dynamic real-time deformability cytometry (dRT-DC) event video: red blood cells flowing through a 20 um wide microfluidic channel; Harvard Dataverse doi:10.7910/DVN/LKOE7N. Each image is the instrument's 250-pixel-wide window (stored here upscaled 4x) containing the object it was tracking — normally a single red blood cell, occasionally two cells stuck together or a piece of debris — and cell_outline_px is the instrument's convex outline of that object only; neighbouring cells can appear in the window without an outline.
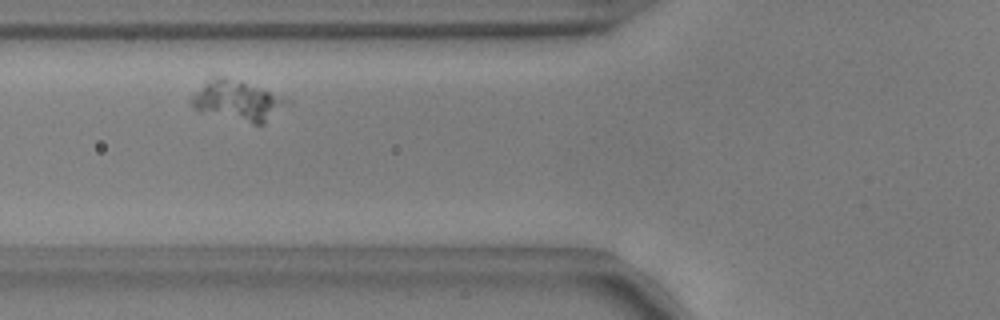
{"species": "common noctule bat (a hibernating species)", "species_latin": "Nyctalus noctula", "temperature_condition": "warm", "stored_images_in_passage": 42, "camera_frame_rate_fps": 3000, "um_per_image_px": 0.085, "animal": {"sex": "male", "body_mass_g": 17.9, "forearm_length_mm": 54.2}, "frame": {"image": 1, "passage_image": 6, "time_ms": 1.667, "image_size_px": [1000, 320], "cell_outline_px": [[292, 104], [264, 124], [256, 124], [196, 108], [188, 104], [188, 100], [212, 76], [224, 76], [240, 80], [292, 100]], "centroid_in_image_um": [20.29, 8.52], "position_along_channel_um": 105.5, "area_um2": 21.96}}
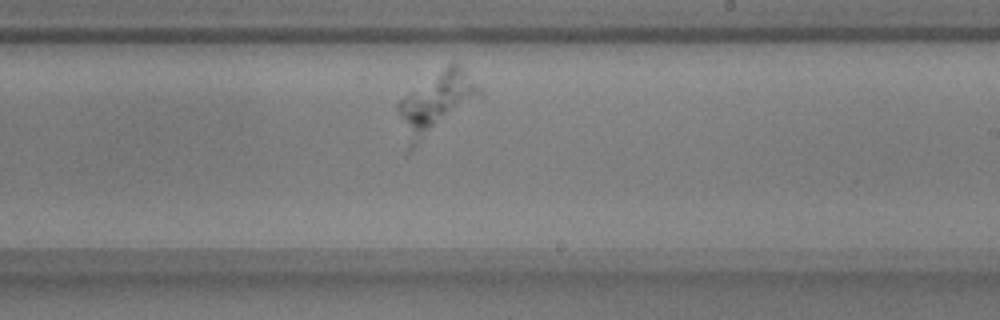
{"frame": {"image": 2, "passage_image": 19, "time_ms": 6.0, "image_size_px": [1000, 320], "cell_outline_px": [[484, 96], [408, 152], [396, 108], [396, 104], [400, 100], [452, 60], [460, 64], [464, 68], [480, 88]], "centroid_in_image_um": [37.1, 8.75], "position_along_channel_um": 251.9, "area_um2": 29.19}}
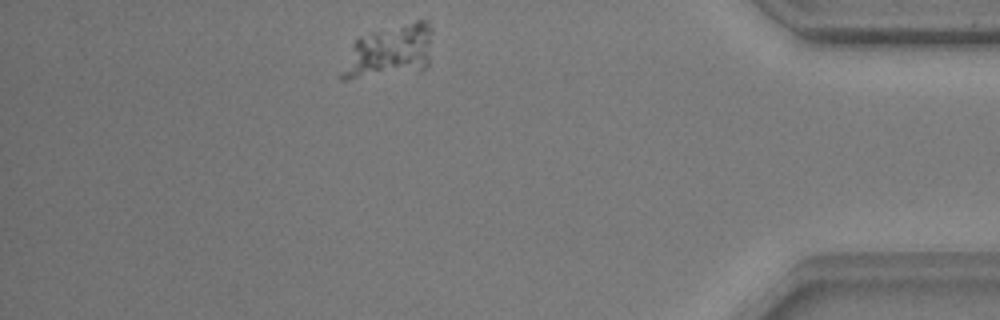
{"frame": {"image": 3, "passage_image": 35, "time_ms": 11.333, "image_size_px": [1000, 320], "cell_outline_px": [[432, 28], [428, 64], [424, 68], [348, 80], [340, 80], [336, 76], [356, 36], [416, 20], [428, 20]], "centroid_in_image_um": [33.01, 4.35], "position_along_channel_um": 402.2, "area_um2": 28.09}}